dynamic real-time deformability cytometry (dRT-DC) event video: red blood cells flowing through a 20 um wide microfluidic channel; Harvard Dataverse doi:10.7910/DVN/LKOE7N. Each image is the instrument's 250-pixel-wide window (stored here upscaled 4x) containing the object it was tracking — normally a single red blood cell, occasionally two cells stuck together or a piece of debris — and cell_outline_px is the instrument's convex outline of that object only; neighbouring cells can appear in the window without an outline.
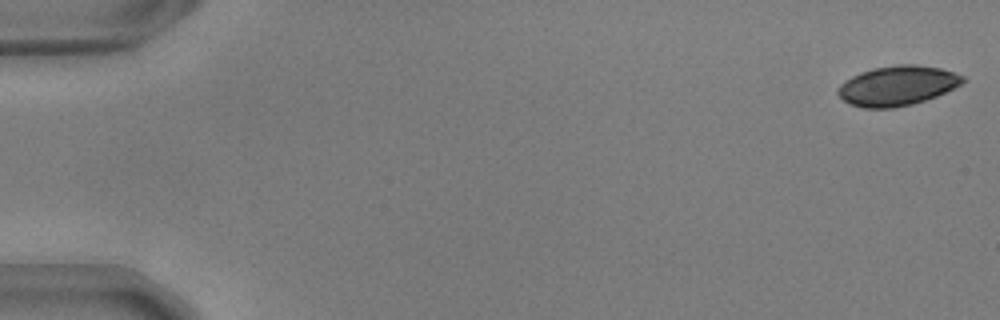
{"species": "common noctule bat (a hibernating species)", "species_latin": "Nyctalus noctula", "temperature_condition": "warm", "stored_images_in_passage": 10, "camera_frame_rate_fps": 3000, "um_per_image_px": 0.085, "animal": {"sex": "male", "body_mass_g": 17.9, "forearm_length_mm": 54.2}, "frame": {"image": 1, "passage_image": 1, "time_ms": 0.0, "image_size_px": [1000, 320], "cell_outline_px": [[964, 80], [960, 84], [936, 96], [912, 104], [892, 108], [864, 108], [848, 104], [836, 92], [840, 84], [852, 76], [860, 72], [876, 68], [896, 64], [916, 64], [940, 68], [964, 76]], "centroid_in_image_um": [76.23, 7.28], "position_along_channel_um": 8.8, "area_um2": 28.67}}